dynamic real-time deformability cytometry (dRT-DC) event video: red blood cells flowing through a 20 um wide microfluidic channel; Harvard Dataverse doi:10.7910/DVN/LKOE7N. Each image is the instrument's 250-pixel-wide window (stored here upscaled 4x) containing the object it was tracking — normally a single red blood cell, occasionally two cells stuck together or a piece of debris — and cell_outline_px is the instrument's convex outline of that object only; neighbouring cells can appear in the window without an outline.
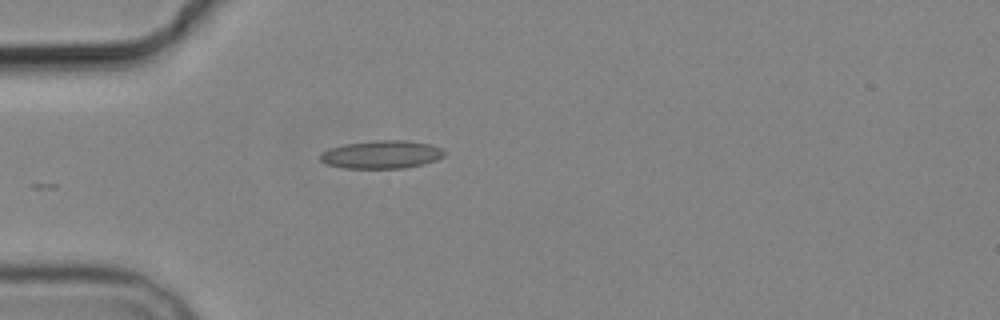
{"species": "common noctule bat (a hibernating species)", "species_latin": "Nyctalus noctula", "temperature_condition": "cold", "stored_images_in_passage": 5, "camera_frame_rate_fps": 3000, "um_per_image_px": 0.085, "animal": {"sex": "male", "body_mass_g": 19.2, "forearm_length_mm": 51.8}, "frame": {"image": 1, "passage_image": 5, "time_ms": 4.667, "image_size_px": [1000, 320], "cell_outline_px": [[444, 156], [436, 160], [424, 164], [404, 168], [344, 168], [328, 164], [320, 160], [320, 152], [328, 148], [344, 144], [376, 140], [408, 140], [432, 144], [440, 148], [444, 152]], "centroid_in_image_um": [32.43, 13.12], "position_along_channel_um": 52.6, "area_um2": 20.4}}